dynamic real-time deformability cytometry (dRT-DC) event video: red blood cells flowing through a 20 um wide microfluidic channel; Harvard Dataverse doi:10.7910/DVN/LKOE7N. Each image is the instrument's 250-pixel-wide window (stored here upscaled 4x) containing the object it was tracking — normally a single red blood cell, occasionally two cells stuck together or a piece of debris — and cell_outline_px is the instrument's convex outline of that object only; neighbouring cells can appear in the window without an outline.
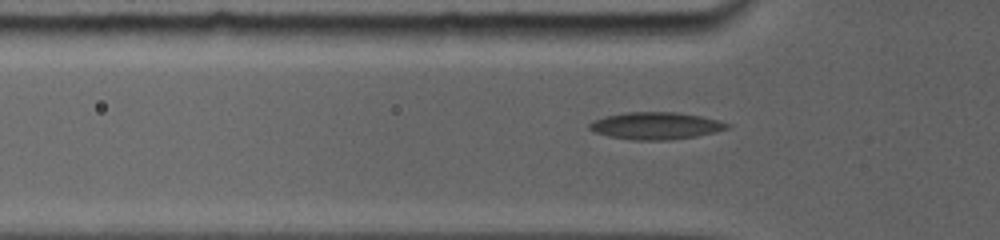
{"species": "common noctule bat (a hibernating species)", "species_latin": "Nyctalus noctula", "temperature_condition": "room temperature", "stored_images_in_passage": 22, "camera_frame_rate_fps": 5000, "um_per_image_px": 0.085, "animal": {"sex": "female", "body_mass_g": 19.0, "forearm_length_mm": 56.7}, "frame": {"image": 1, "passage_image": 7, "time_ms": 1.6, "image_size_px": [1000, 240], "cell_outline_px": [[732, 124], [728, 128], [696, 136], [672, 140], [632, 140], [608, 136], [592, 132], [588, 128], [588, 124], [592, 120], [604, 116], [624, 112], [680, 112], [720, 120]], "centroid_in_image_um": [55.69, 10.68], "position_along_channel_um": 70.1, "area_um2": 22.08}}
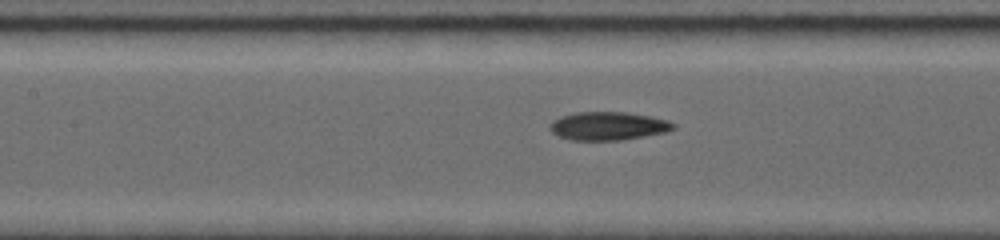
{"frame": {"image": 2, "passage_image": 15, "time_ms": 3.8, "image_size_px": [1000, 240], "cell_outline_px": [[676, 128], [668, 132], [620, 140], [568, 140], [552, 132], [548, 128], [552, 120], [560, 116], [576, 112], [624, 112], [652, 116], [668, 120], [676, 124]], "centroid_in_image_um": [51.7, 10.7], "position_along_channel_um": 155.7, "area_um2": 20.58}}
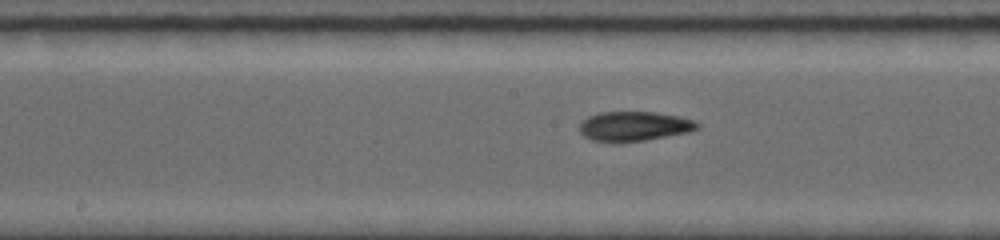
{"frame": {"image": 3, "passage_image": 19, "time_ms": 4.8, "image_size_px": [1000, 240], "cell_outline_px": [[700, 128], [692, 132], [620, 144], [612, 144], [592, 140], [584, 136], [580, 132], [580, 124], [588, 116], [600, 112], [652, 112], [680, 116], [692, 120], [700, 124]], "centroid_in_image_um": [53.91, 10.76], "position_along_channel_um": 194.3, "area_um2": 20.75}}